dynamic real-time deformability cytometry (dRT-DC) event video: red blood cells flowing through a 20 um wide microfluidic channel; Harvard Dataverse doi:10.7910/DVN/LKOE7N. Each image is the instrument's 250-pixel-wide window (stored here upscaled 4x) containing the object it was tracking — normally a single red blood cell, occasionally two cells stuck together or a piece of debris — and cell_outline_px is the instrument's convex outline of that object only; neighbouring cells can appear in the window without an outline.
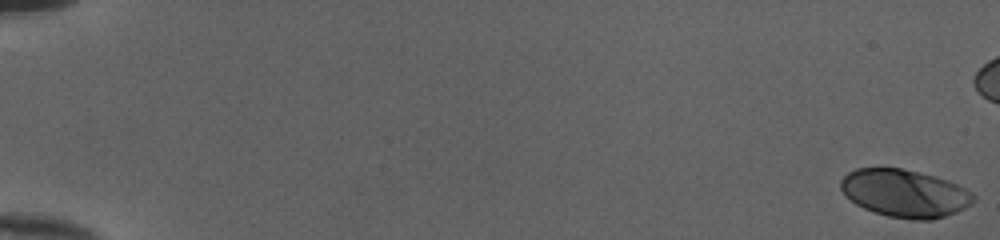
{"species": "human", "species_latin": "Homo sapiens", "temperature_condition": "cold", "stored_images_in_passage": 49, "camera_frame_rate_fps": 3000, "um_per_image_px": 0.085, "donor": {"sex": "female"}, "frame": {"image": 1, "passage_image": 1, "time_ms": 0.0, "image_size_px": [1000, 240], "cell_outline_px": [[976, 200], [972, 204], [956, 212], [932, 220], [912, 220], [888, 216], [864, 208], [856, 204], [840, 188], [840, 180], [848, 172], [856, 168], [900, 168], [920, 172], [936, 176], [948, 180], [972, 192], [976, 196]], "centroid_in_image_um": [76.93, 16.42], "position_along_channel_um": 8.1, "area_um2": 36.88}}
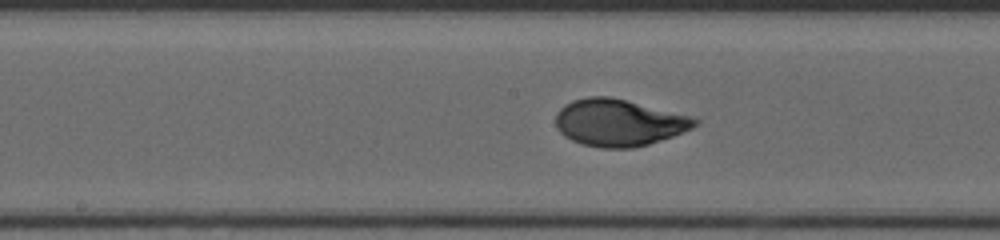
{"frame": {"image": 2, "passage_image": 30, "time_ms": 9.667, "image_size_px": [1000, 240], "cell_outline_px": [[700, 124], [692, 128], [672, 136], [648, 144], [632, 148], [600, 148], [584, 144], [572, 140], [564, 136], [560, 132], [556, 124], [556, 112], [564, 104], [572, 100], [588, 96], [608, 96], [688, 116], [700, 120]], "centroid_in_image_um": [52.55, 10.43], "position_along_channel_um": 195.6, "area_um2": 37.63}}
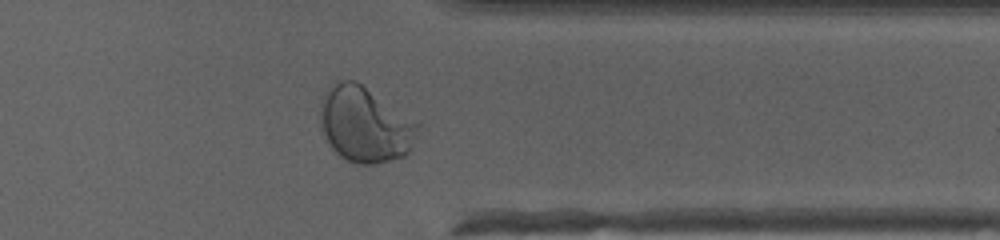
{"frame": {"image": 3, "passage_image": 44, "time_ms": 14.333, "image_size_px": [1000, 240], "cell_outline_px": [[420, 124], [408, 152], [404, 156], [372, 164], [356, 164], [340, 156], [332, 148], [320, 128], [320, 100], [336, 80], [356, 80], [420, 120]], "centroid_in_image_um": [31.04, 10.55], "position_along_channel_um": 380.4, "area_um2": 43.41}}